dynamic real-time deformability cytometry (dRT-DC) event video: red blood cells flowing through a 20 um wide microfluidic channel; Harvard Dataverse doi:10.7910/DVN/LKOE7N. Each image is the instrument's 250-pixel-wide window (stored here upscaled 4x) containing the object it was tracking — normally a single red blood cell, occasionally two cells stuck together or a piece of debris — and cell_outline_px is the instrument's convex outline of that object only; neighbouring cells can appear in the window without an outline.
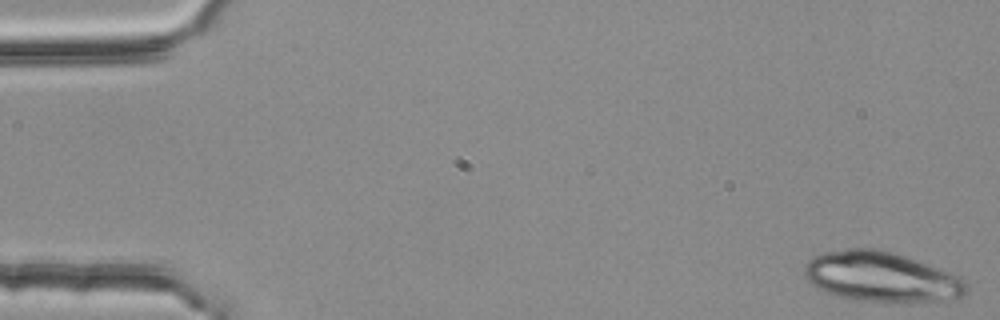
{"species": "common noctule bat (a hibernating species)", "species_latin": "Nyctalus noctula", "temperature_condition": "room temperature", "stored_images_in_passage": 5, "camera_frame_rate_fps": 3000, "um_per_image_px": 0.085, "animal": {"sex": "female", "body_mass_g": 25.1}, "frame": {"image": 1, "passage_image": 1, "time_ms": 0.0, "image_size_px": [1000, 320], "cell_outline_px": [[968, 288], [960, 296], [940, 300], [904, 304], [864, 300], [836, 296], [812, 284], [804, 276], [804, 264], [812, 256], [824, 252], [844, 248], [884, 248], [960, 276], [968, 284]], "centroid_in_image_um": [74.9, 23.52], "position_along_channel_um": 10.1, "area_um2": 47.63}}